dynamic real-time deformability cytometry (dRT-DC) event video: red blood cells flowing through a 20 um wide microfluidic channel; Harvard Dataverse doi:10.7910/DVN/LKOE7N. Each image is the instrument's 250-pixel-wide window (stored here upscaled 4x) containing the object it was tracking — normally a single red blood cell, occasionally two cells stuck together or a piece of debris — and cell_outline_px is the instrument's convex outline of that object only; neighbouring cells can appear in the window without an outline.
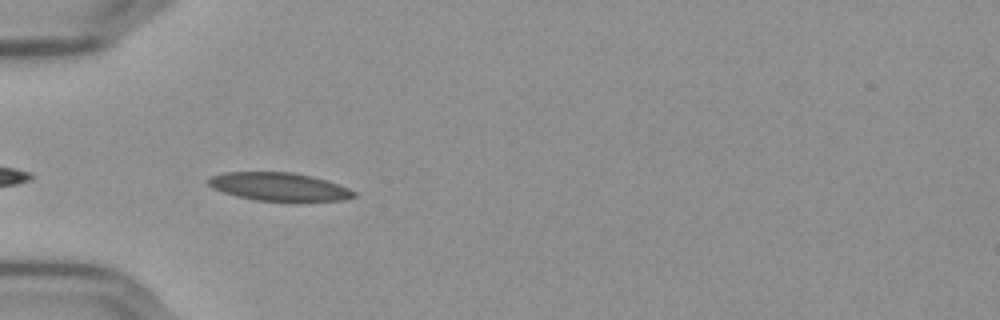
{"species": "Egyptian fruit bat (a non-hibernating species)", "species_latin": "Rousettus aegyptiacus", "temperature_condition": "cold", "stored_images_in_passage": 16, "camera_frame_rate_fps": 3000, "um_per_image_px": 0.085, "frame": {"image": 1, "passage_image": 3, "time_ms": 0.667, "image_size_px": [1000, 320], "cell_outline_px": [[356, 196], [344, 200], [292, 204], [256, 200], [236, 196], [212, 188], [208, 184], [208, 180], [212, 176], [224, 172], [292, 172], [312, 176], [348, 188], [356, 192]], "centroid_in_image_um": [23.77, 15.92], "position_along_channel_um": 61.2, "area_um2": 24.68}}
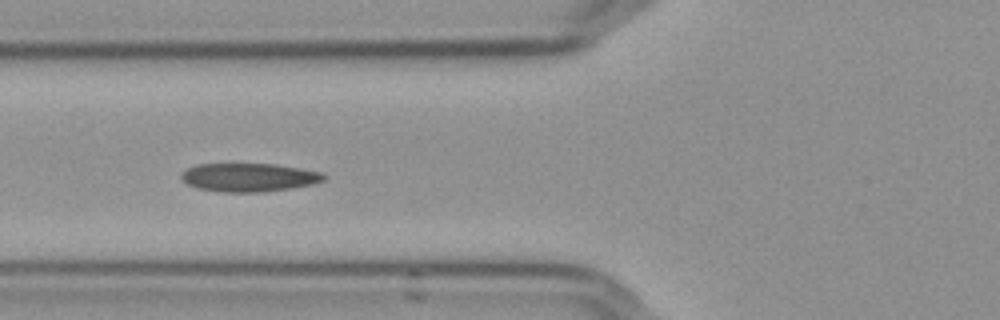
{"frame": {"image": 2, "passage_image": 7, "time_ms": 2.0, "image_size_px": [1000, 320], "cell_outline_px": [[324, 180], [312, 184], [292, 188], [260, 192], [224, 192], [196, 188], [180, 180], [180, 176], [188, 168], [196, 164], [272, 164], [320, 172], [324, 176]], "centroid_in_image_um": [21.09, 15.08], "position_along_channel_um": 104.7, "area_um2": 23.35}}
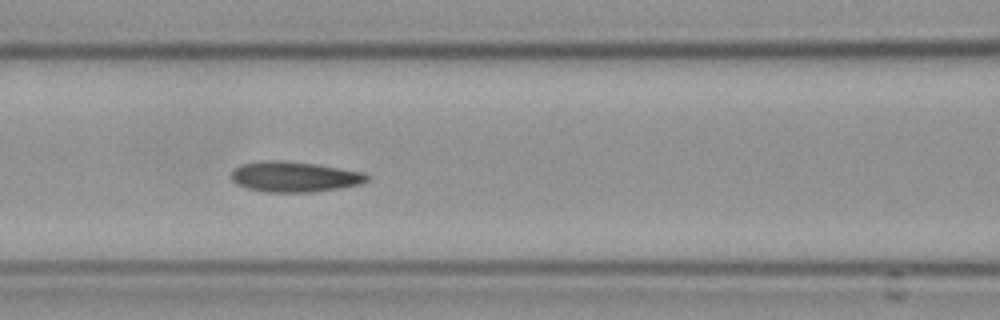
{"frame": {"image": 3, "passage_image": 10, "time_ms": 3.0, "image_size_px": [1000, 320], "cell_outline_px": [[368, 180], [360, 184], [340, 188], [312, 192], [264, 192], [248, 188], [236, 184], [232, 180], [232, 172], [240, 164], [260, 160], [284, 160], [316, 164], [364, 172], [368, 176]], "centroid_in_image_um": [25.01, 15.02], "position_along_channel_um": 141.6, "area_um2": 24.16}}